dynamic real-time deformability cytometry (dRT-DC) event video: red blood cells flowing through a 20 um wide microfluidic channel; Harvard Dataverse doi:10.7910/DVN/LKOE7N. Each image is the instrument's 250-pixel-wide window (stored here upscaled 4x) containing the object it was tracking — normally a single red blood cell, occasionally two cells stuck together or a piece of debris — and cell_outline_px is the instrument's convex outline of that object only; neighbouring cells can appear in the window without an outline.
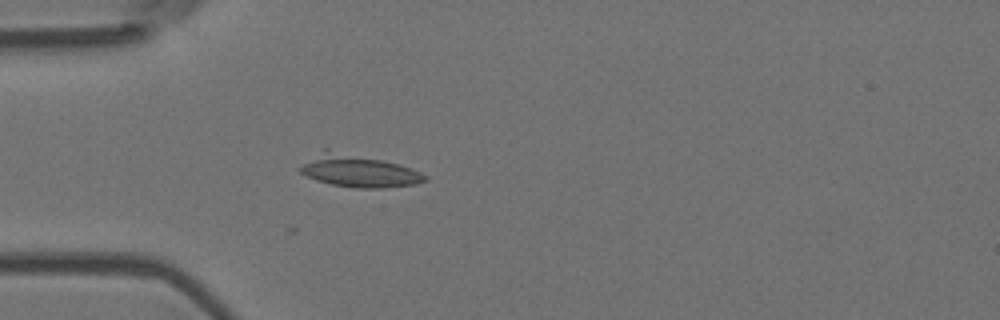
{"species": "Egyptian fruit bat (a non-hibernating species)", "species_latin": "Rousettus aegyptiacus", "temperature_condition": "room temperature", "stored_images_in_passage": 32, "camera_frame_rate_fps": 3000, "um_per_image_px": 0.085, "animal": {"sex": "female"}, "frame": {"image": 1, "passage_image": 2, "time_ms": 0.333, "image_size_px": [1000, 320], "cell_outline_px": [[428, 180], [416, 184], [380, 188], [352, 188], [332, 184], [316, 180], [300, 172], [300, 168], [304, 164], [324, 148], [328, 148], [400, 164], [420, 172], [428, 176]], "centroid_in_image_um": [30.51, 14.53], "position_along_channel_um": 54.5, "area_um2": 23.35}}
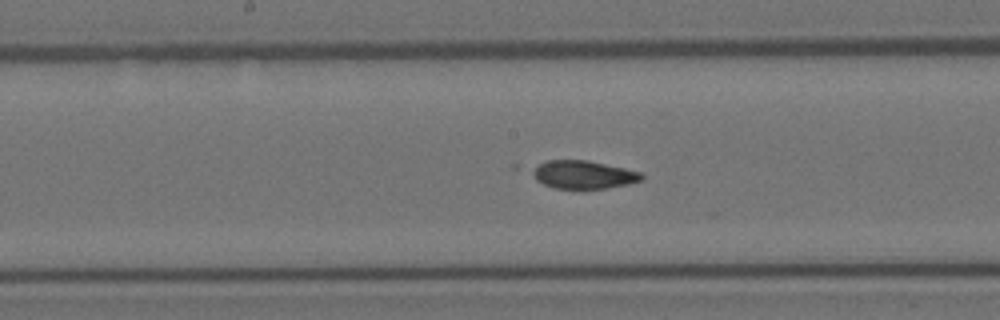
{"frame": {"image": 2, "passage_image": 14, "time_ms": 4.333, "image_size_px": [1000, 320], "cell_outline_px": [[644, 180], [628, 184], [604, 188], [552, 188], [536, 180], [532, 172], [532, 168], [544, 160], [588, 160], [624, 168], [640, 172], [644, 176]], "centroid_in_image_um": [49.58, 14.83], "position_along_channel_um": 198.6, "area_um2": 17.86}}
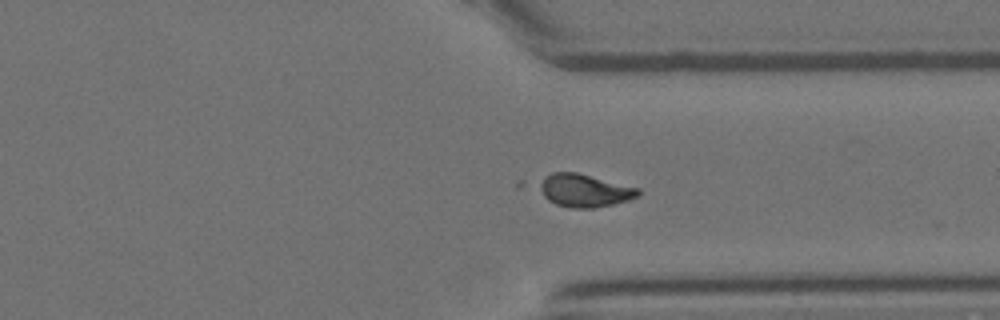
{"frame": {"image": 3, "passage_image": 27, "time_ms": 8.667, "image_size_px": [1000, 320], "cell_outline_px": [[640, 196], [628, 200], [612, 204], [592, 208], [572, 208], [556, 204], [548, 200], [532, 184], [536, 180], [552, 172], [576, 172], [640, 188]], "centroid_in_image_um": [49.58, 16.17], "position_along_channel_um": 361.8, "area_um2": 19.36}}